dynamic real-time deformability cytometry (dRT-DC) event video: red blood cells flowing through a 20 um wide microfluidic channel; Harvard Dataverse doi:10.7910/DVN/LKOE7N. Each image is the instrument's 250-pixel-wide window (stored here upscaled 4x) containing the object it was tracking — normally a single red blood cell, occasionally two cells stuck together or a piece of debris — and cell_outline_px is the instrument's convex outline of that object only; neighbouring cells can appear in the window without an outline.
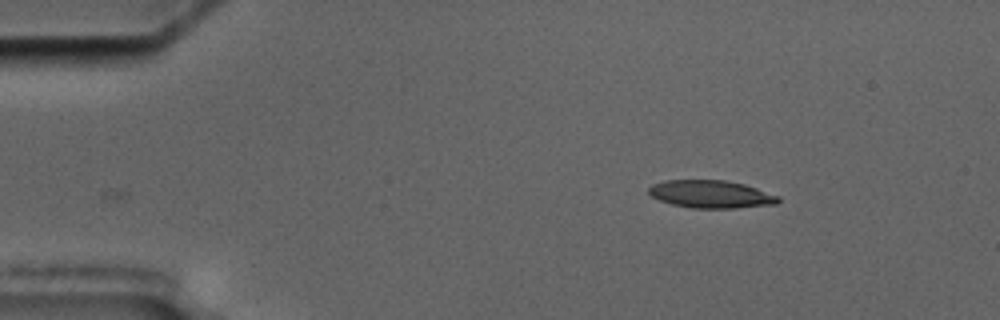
{"species": "common noctule bat (a hibernating species)", "species_latin": "Nyctalus noctula", "temperature_condition": "cold", "stored_images_in_passage": 4, "camera_frame_rate_fps": 3000, "um_per_image_px": 0.085, "animal": {"sex": "male", "body_mass_g": 17.5, "forearm_length_mm": 52.3}, "frame": {"image": 1, "passage_image": 4, "time_ms": 3.667, "image_size_px": [1000, 320], "cell_outline_px": [[780, 200], [776, 204], [736, 208], [692, 208], [672, 204], [660, 200], [652, 196], [648, 192], [648, 188], [652, 184], [664, 180], [724, 180], [744, 184], [780, 196]], "centroid_in_image_um": [60.43, 16.5], "position_along_channel_um": 24.6, "area_um2": 20.92}}